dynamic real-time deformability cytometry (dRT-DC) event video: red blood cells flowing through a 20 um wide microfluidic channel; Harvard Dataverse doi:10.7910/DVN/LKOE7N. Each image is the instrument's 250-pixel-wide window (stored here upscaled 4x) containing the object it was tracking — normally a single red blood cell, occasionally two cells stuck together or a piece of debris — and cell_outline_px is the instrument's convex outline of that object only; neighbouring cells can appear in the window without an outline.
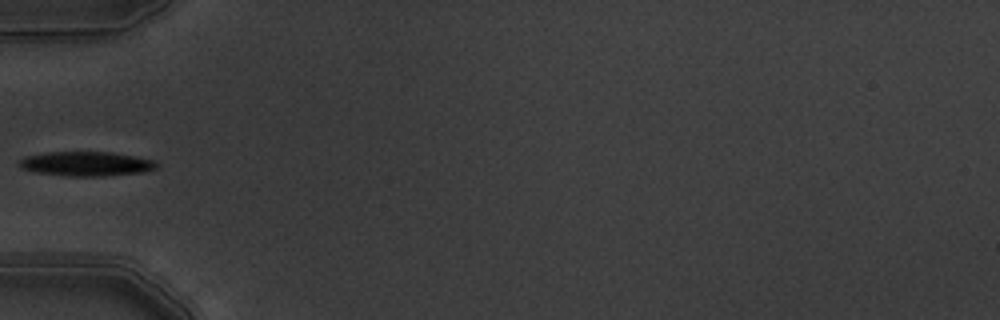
{"species": "common noctule bat (a hibernating species)", "species_latin": "Nyctalus noctula", "temperature_condition": "warm", "stored_images_in_passage": 14, "camera_frame_rate_fps": 3000, "um_per_image_px": 0.085, "animal": {"sex": "male", "body_mass_g": 19.5, "forearm_length_mm": 54.6}, "frame": {"image": 1, "passage_image": 5, "time_ms": 1.333, "image_size_px": [1000, 320], "cell_outline_px": [[160, 164], [156, 168], [144, 172], [100, 176], [72, 176], [36, 172], [24, 168], [20, 164], [20, 160], [24, 156], [44, 152], [112, 152], [156, 160]], "centroid_in_image_um": [7.39, 13.91], "position_along_channel_um": 77.6, "area_um2": 19.48}}